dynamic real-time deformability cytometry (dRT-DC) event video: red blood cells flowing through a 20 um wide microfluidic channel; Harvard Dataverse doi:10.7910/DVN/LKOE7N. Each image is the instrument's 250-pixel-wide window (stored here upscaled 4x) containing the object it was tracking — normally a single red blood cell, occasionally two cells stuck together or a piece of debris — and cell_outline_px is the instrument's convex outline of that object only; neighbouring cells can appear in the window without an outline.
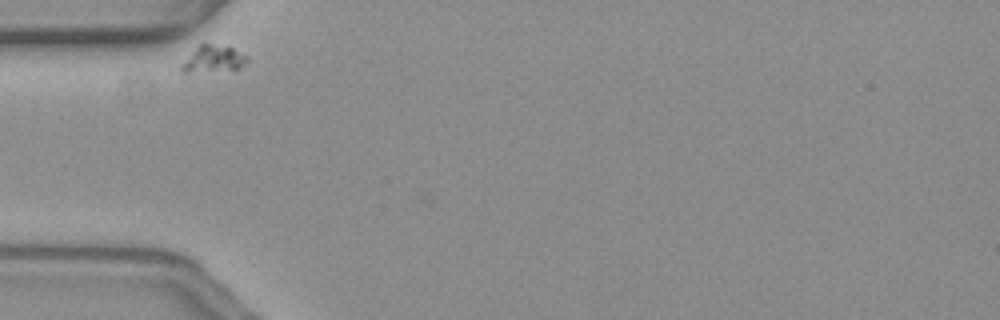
{"species": "common noctule bat (a hibernating species)", "species_latin": "Nyctalus noctula", "temperature_condition": "warm", "stored_images_in_passage": 34, "camera_frame_rate_fps": 3000, "um_per_image_px": 0.085, "animal": {"sex": "female", "body_mass_g": 19.3, "forearm_length_mm": 54.1}, "frame": {"image": 1, "passage_image": 1, "time_ms": 0.0, "image_size_px": [1000, 320], "cell_outline_px": [[248, 60], [240, 68], [188, 72], [184, 72], [180, 68], [200, 40], [232, 48], [248, 56]], "centroid_in_image_um": [18.13, 4.95], "position_along_channel_um": 66.9, "area_um2": 10.12}}
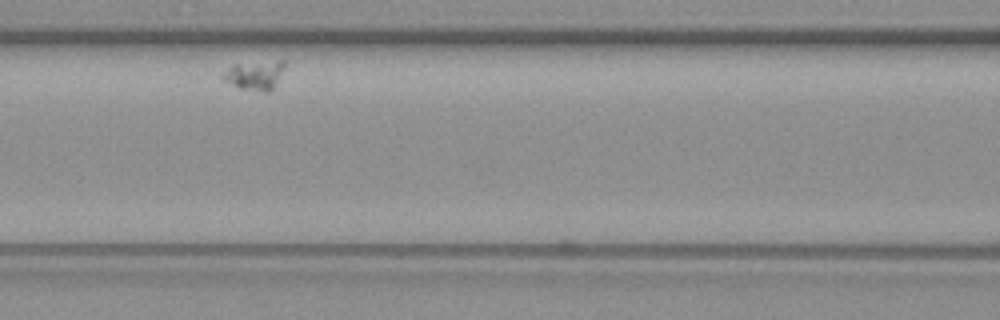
{"frame": {"image": 2, "passage_image": 10, "time_ms": 3.0, "image_size_px": [1000, 320], "cell_outline_px": [[284, 68], [272, 88], [268, 92], [264, 92], [240, 88], [224, 80], [220, 76], [232, 64], [276, 60], [284, 60]], "centroid_in_image_um": [21.63, 6.37], "position_along_channel_um": 145.0, "area_um2": 10.35}}
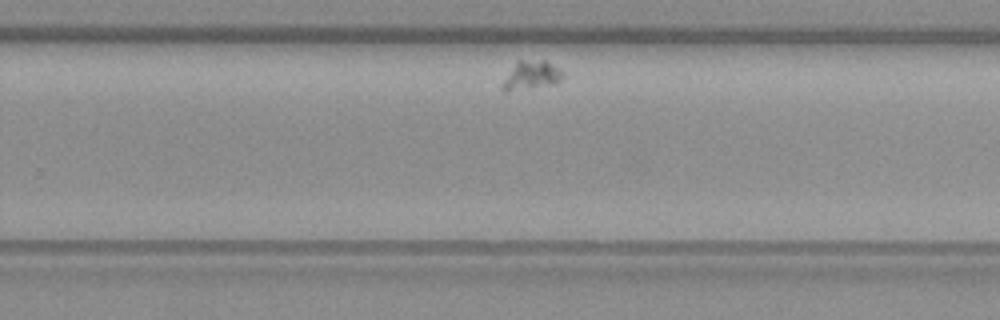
{"frame": {"image": 3, "passage_image": 25, "time_ms": 8.0, "image_size_px": [1000, 320], "cell_outline_px": [[564, 76], [560, 80], [552, 84], [532, 88], [508, 92], [504, 92], [500, 88], [504, 80], [516, 60], [544, 60], [560, 68], [564, 72]], "centroid_in_image_um": [45.15, 6.4], "position_along_channel_um": 284.7, "area_um2": 10.23}}